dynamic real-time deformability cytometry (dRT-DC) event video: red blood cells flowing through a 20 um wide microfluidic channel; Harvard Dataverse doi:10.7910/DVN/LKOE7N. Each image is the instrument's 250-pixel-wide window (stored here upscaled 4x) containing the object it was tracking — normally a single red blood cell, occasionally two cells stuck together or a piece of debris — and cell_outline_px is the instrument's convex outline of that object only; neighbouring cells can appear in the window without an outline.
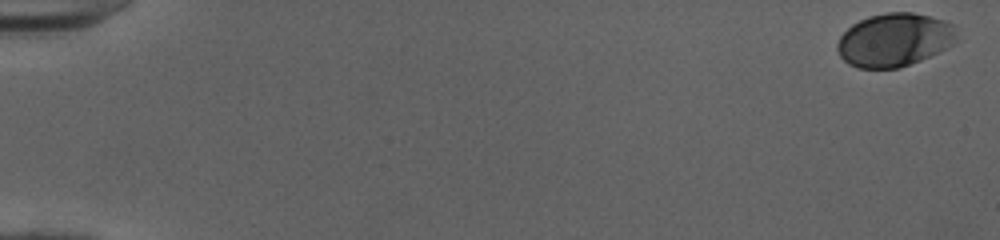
{"species": "human", "species_latin": "Homo sapiens", "temperature_condition": "cold", "stored_images_in_passage": 52, "camera_frame_rate_fps": 3000, "um_per_image_px": 0.085, "donor": {"sex": "female"}, "frame": {"image": 1, "passage_image": 1, "time_ms": 0.0, "image_size_px": [1000, 240], "cell_outline_px": [[956, 40], [952, 44], [920, 60], [900, 68], [856, 68], [848, 64], [840, 56], [836, 48], [836, 44], [840, 36], [852, 24], [868, 16], [888, 12], [912, 12], [944, 20], [952, 24]], "centroid_in_image_um": [75.96, 3.39], "position_along_channel_um": 9.0, "area_um2": 36.82}}
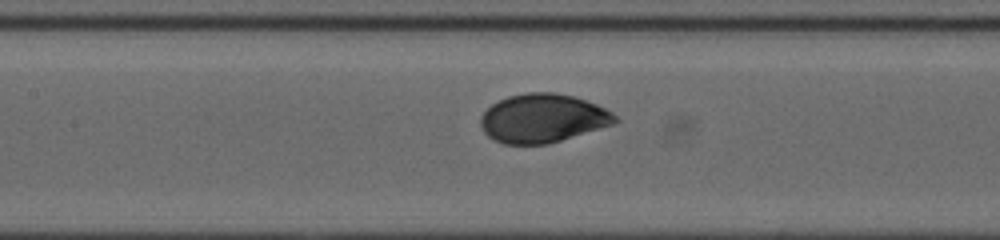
{"frame": {"image": 2, "passage_image": 26, "time_ms": 8.333, "image_size_px": [1000, 240], "cell_outline_px": [[620, 120], [612, 124], [548, 144], [504, 144], [488, 136], [484, 132], [480, 124], [480, 116], [492, 104], [508, 96], [528, 92], [552, 92], [572, 96], [596, 104], [612, 112]], "centroid_in_image_um": [46.11, 10.05], "position_along_channel_um": 161.3, "area_um2": 37.8}}
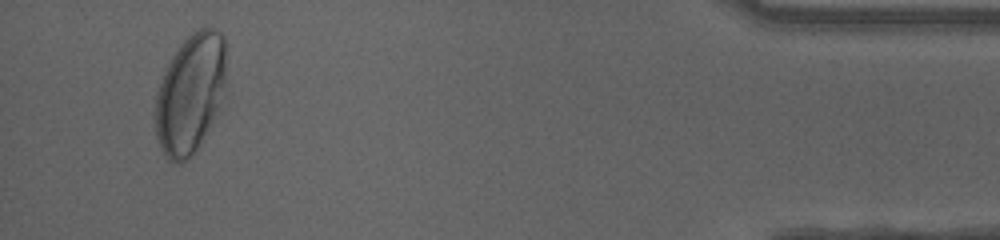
{"frame": {"image": 3, "passage_image": 50, "time_ms": 16.333, "image_size_px": [1000, 240], "cell_outline_px": [[228, 44], [224, 84], [220, 104], [196, 148], [180, 164], [176, 164], [168, 160], [160, 148], [156, 136], [152, 116], [152, 112], [156, 92], [168, 64], [172, 56], [180, 44], [188, 36], [200, 28], [216, 28], [224, 36]], "centroid_in_image_um": [16.14, 7.91], "position_along_channel_um": 419.1, "area_um2": 49.53}, "authors_computed_cell_mechanics": {"area_um2": 38.148, "velocity_mm_per_s": 3.9912, "shape_relaxation_time_tau1_ms": 3.0602, "shape_relaxation_time_tau2_ms": null, "deformation_change_tau1": 0.1315, "deformation_change_tau2": null}}